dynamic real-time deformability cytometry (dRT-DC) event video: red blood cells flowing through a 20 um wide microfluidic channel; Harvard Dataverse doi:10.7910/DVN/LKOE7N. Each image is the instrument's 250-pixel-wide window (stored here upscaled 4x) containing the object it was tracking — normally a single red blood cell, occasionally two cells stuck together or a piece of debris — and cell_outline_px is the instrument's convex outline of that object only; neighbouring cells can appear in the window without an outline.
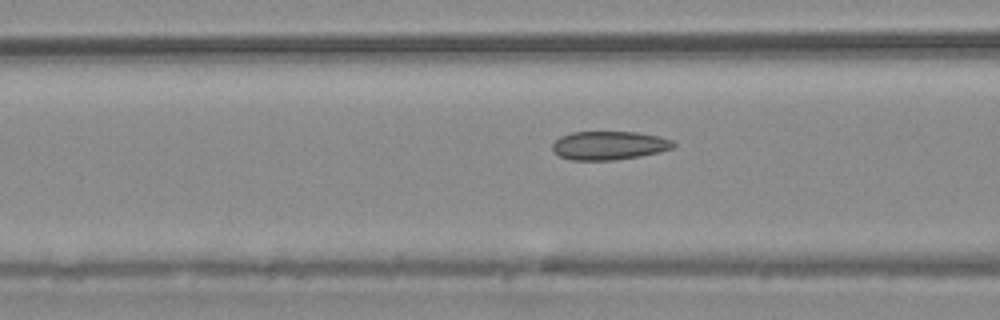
{"species": "common noctule bat (a hibernating species)", "species_latin": "Nyctalus noctula", "temperature_condition": "warm", "stored_images_in_passage": 40, "camera_frame_rate_fps": 3000, "um_per_image_px": 0.085, "animal": {"sex": "male", "body_mass_g": 20.4}, "frame": {"image": 1, "passage_image": 13, "time_ms": 4.0, "image_size_px": [1000, 320], "cell_outline_px": [[676, 144], [672, 148], [660, 152], [640, 156], [612, 160], [572, 160], [560, 156], [552, 148], [552, 144], [560, 136], [572, 132], [636, 132], [656, 136], [672, 140]], "centroid_in_image_um": [51.77, 12.36], "position_along_channel_um": 114.8, "area_um2": 20.0}}
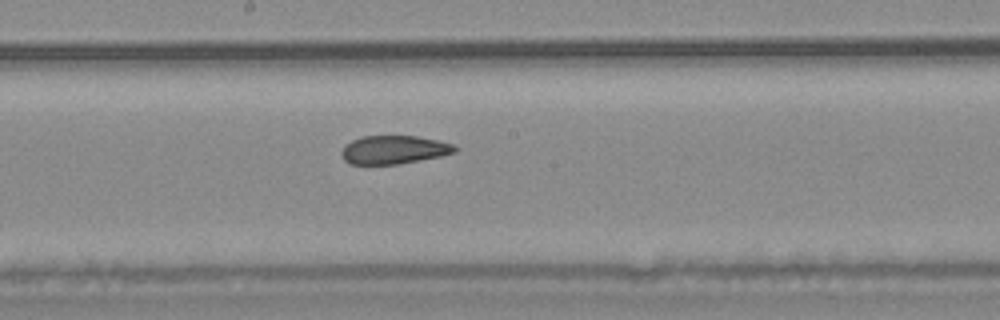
{"frame": {"image": 2, "passage_image": 21, "time_ms": 6.667, "image_size_px": [1000, 320], "cell_outline_px": [[456, 152], [440, 156], [400, 164], [348, 164], [344, 160], [340, 152], [352, 140], [360, 136], [416, 136], [440, 140], [456, 144]], "centroid_in_image_um": [33.51, 12.72], "position_along_channel_um": 214.7, "area_um2": 18.84}}
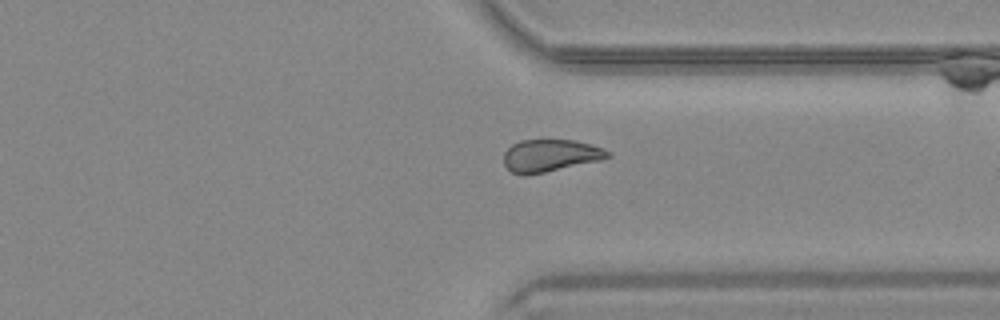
{"frame": {"image": 3, "passage_image": 33, "time_ms": 10.667, "image_size_px": [1000, 320], "cell_outline_px": [[612, 156], [600, 160], [544, 172], [520, 176], [512, 172], [504, 164], [504, 152], [512, 144], [520, 140], [576, 140], [600, 148], [608, 152]], "centroid_in_image_um": [46.72, 13.22], "position_along_channel_um": 364.7, "area_um2": 19.31}}